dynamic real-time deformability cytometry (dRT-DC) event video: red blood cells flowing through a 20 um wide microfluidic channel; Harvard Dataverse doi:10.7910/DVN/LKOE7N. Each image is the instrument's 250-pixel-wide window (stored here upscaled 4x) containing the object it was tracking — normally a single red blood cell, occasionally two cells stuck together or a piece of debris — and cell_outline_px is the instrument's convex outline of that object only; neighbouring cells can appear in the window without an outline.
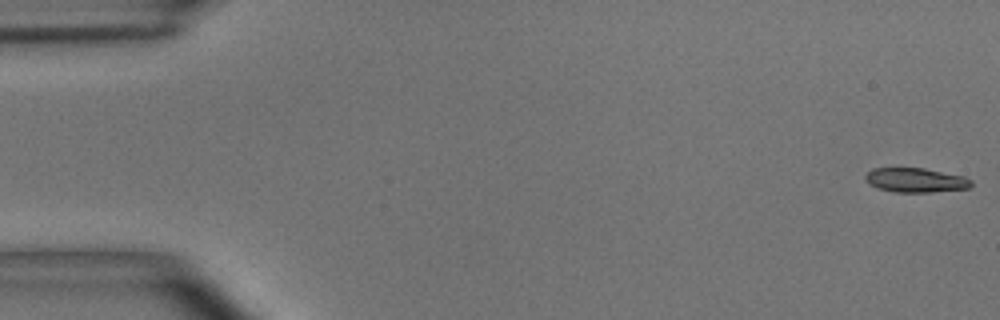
{"species": "common noctule bat (a hibernating species)", "species_latin": "Nyctalus noctula", "temperature_condition": "room temperature", "stored_images_in_passage": 54, "camera_frame_rate_fps": 3000, "um_per_image_px": 0.085, "animal": {"sex": "male", "body_mass_g": 15.6}, "frame": {"image": 1, "passage_image": 1, "time_ms": 0.0, "image_size_px": [1000, 320], "cell_outline_px": [[972, 184], [968, 188], [932, 192], [896, 192], [876, 188], [864, 176], [872, 168], [924, 168], [964, 176], [972, 180]], "centroid_in_image_um": [77.85, 15.31], "position_along_channel_um": 7.1, "area_um2": 14.91}}
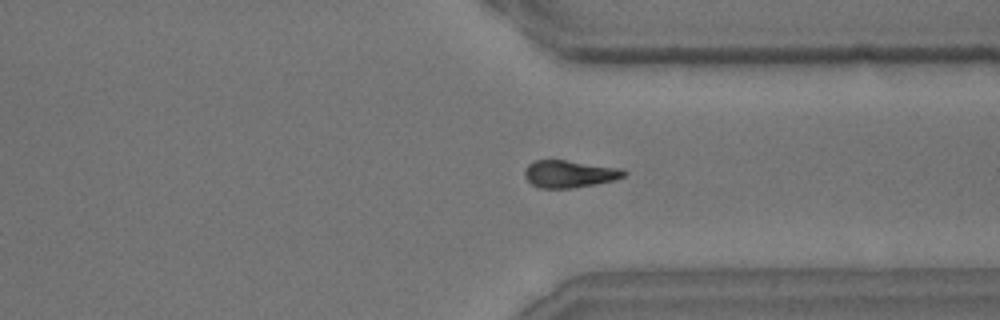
{"frame": {"image": 2, "passage_image": 41, "time_ms": 13.333, "image_size_px": [1000, 320], "cell_outline_px": [[628, 172], [624, 176], [612, 180], [596, 184], [572, 188], [540, 188], [532, 184], [524, 176], [524, 172], [528, 164], [536, 160], [564, 160], [620, 168]], "centroid_in_image_um": [48.38, 14.78], "position_along_channel_um": 363.0, "area_um2": 15.61}}
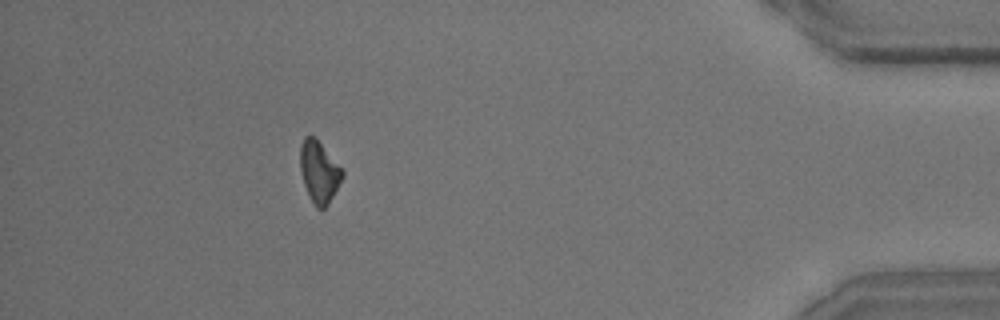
{"frame": {"image": 3, "passage_image": 49, "time_ms": 16.0, "image_size_px": [1000, 320], "cell_outline_px": [[344, 176], [328, 204], [324, 208], [316, 208], [308, 196], [300, 172], [300, 144], [304, 136], [316, 136], [344, 172]], "centroid_in_image_um": [27.1, 14.59], "position_along_channel_um": 408.1, "area_um2": 15.26}, "authors_computed_cell_mechanics": {"area_um2": 15.9528, "velocity_mm_per_s": 3.6785, "shape_relaxation_time_tau1_ms": 4.3023, "shape_relaxation_time_tau2_ms": null, "deformation_change_tau1": 0.1179, "deformation_change_tau2": null}}